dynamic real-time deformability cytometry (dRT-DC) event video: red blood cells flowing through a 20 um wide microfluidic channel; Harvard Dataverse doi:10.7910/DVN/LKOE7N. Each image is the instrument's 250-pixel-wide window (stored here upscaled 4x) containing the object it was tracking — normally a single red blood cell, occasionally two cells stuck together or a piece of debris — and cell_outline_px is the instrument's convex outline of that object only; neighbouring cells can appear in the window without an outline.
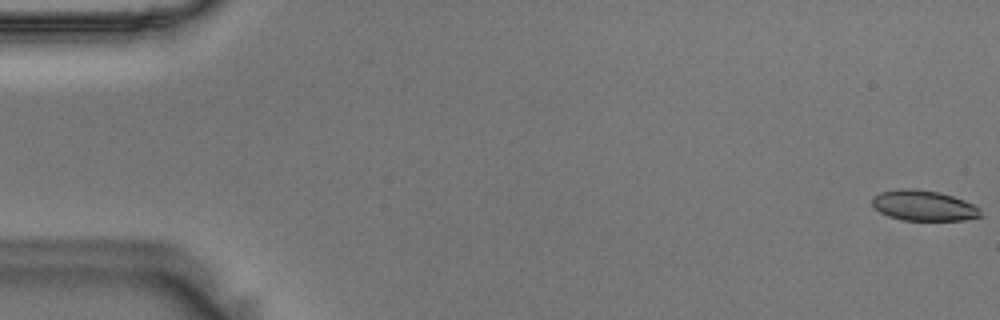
{"species": "Egyptian fruit bat (a non-hibernating species)", "species_latin": "Rousettus aegyptiacus", "temperature_condition": "room temperature", "stored_images_in_passage": 56, "camera_frame_rate_fps": 3000, "um_per_image_px": 0.085, "animal": {"sex": "male"}, "frame": {"image": 1, "passage_image": 1, "time_ms": 0.0, "image_size_px": [1000, 320], "cell_outline_px": [[984, 216], [964, 220], [900, 220], [888, 216], [880, 212], [872, 204], [872, 196], [880, 192], [896, 188], [916, 188], [940, 192], [976, 204], [980, 208]], "centroid_in_image_um": [78.53, 17.46], "position_along_channel_um": 6.5, "area_um2": 19.65}}
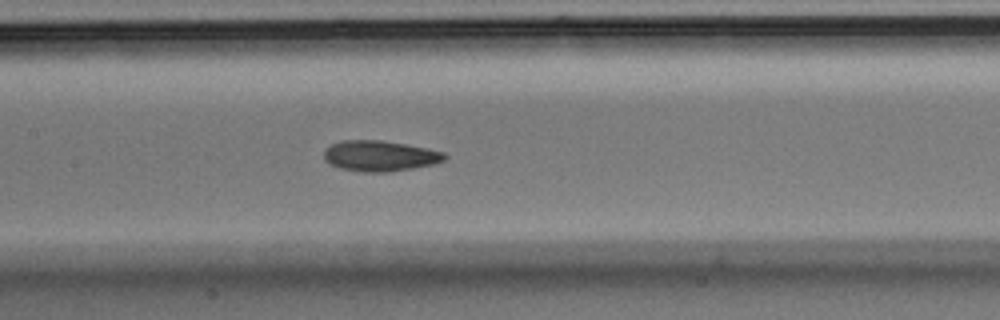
{"frame": {"image": 2, "passage_image": 27, "time_ms": 8.667, "image_size_px": [1000, 320], "cell_outline_px": [[448, 156], [444, 160], [432, 164], [412, 168], [388, 172], [364, 172], [340, 168], [328, 164], [324, 160], [324, 148], [332, 144], [344, 140], [380, 140], [428, 148], [444, 152]], "centroid_in_image_um": [32.26, 13.25], "position_along_channel_um": 175.1, "area_um2": 21.56}}
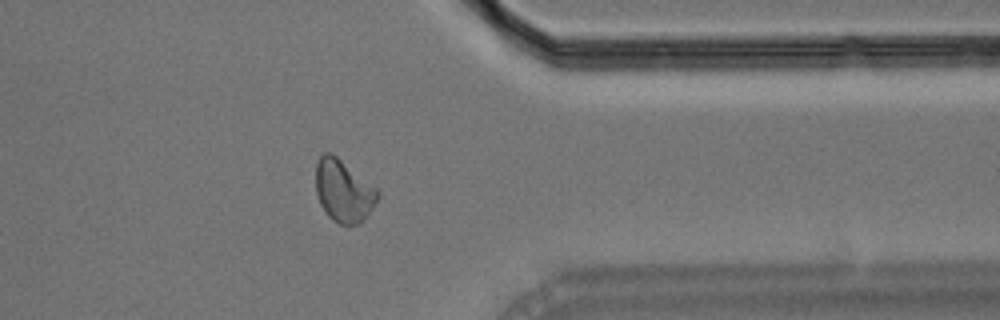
{"frame": {"image": 3, "passage_image": 45, "time_ms": 14.667, "image_size_px": [1000, 320], "cell_outline_px": [[380, 196], [372, 208], [360, 224], [340, 224], [332, 220], [328, 216], [320, 204], [316, 192], [316, 164], [320, 156], [324, 152], [328, 152], [336, 156], [376, 188], [380, 192]], "centroid_in_image_um": [29.19, 16.24], "position_along_channel_um": 382.2, "area_um2": 22.2}, "authors_computed_cell_mechanics": {"area_um2": 21.1548, "velocity_mm_per_s": 3.6212, "shape_relaxation_time_tau1_ms": null, "shape_relaxation_time_tau2_ms": 4.8504, "deformation_change_tau1": null, "deformation_change_tau2": 0.1074}}